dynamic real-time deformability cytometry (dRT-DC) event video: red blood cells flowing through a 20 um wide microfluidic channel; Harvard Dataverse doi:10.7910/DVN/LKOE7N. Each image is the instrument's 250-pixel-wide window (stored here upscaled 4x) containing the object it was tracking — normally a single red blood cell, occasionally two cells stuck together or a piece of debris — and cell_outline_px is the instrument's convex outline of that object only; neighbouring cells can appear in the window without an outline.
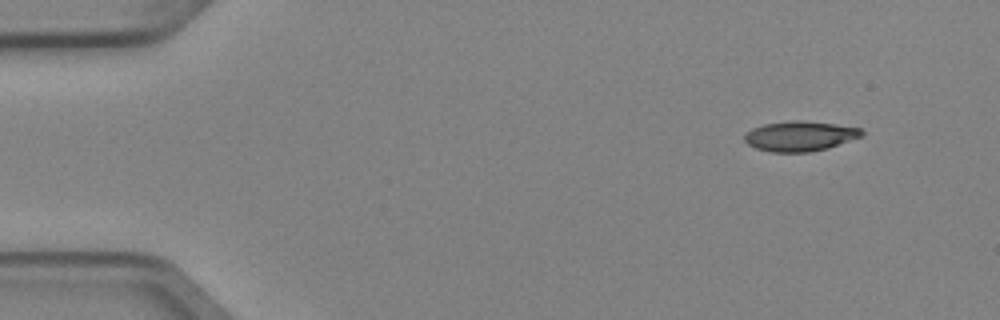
{"species": "Egyptian fruit bat (a non-hibernating species)", "species_latin": "Rousettus aegyptiacus", "temperature_condition": "cold", "stored_images_in_passage": 6, "camera_frame_rate_fps": 3000, "um_per_image_px": 0.085, "animal": {"sex": "female"}, "frame": {"image": 1, "passage_image": 1, "time_ms": 0.0, "image_size_px": [1000, 320], "cell_outline_px": [[864, 136], [828, 148], [808, 152], [772, 152], [756, 148], [748, 144], [744, 140], [744, 136], [752, 128], [764, 124], [792, 120], [796, 120], [836, 124], [860, 128], [864, 132]], "centroid_in_image_um": [68.02, 11.57], "position_along_channel_um": 17.0, "area_um2": 20.46}}
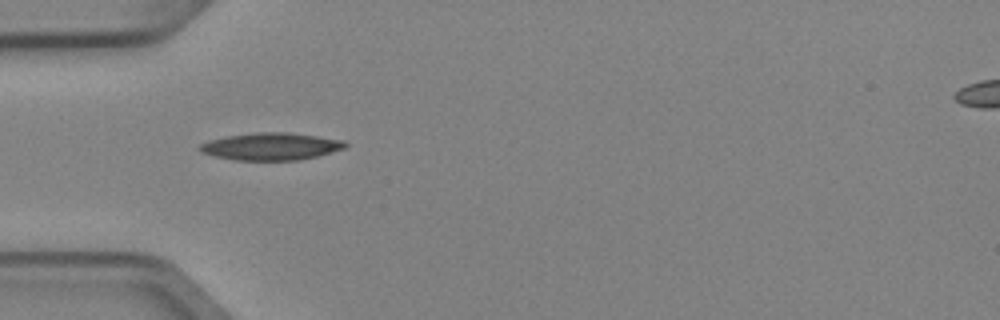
{"frame": {"image": 2, "passage_image": 4, "time_ms": 1.0, "image_size_px": [1000, 320], "cell_outline_px": [[348, 144], [344, 148], [316, 156], [296, 160], [236, 160], [212, 156], [200, 152], [196, 148], [200, 144], [208, 140], [228, 136], [256, 132], [288, 132], [344, 140]], "centroid_in_image_um": [22.97, 12.44], "position_along_channel_um": 62.0, "area_um2": 23.12}}
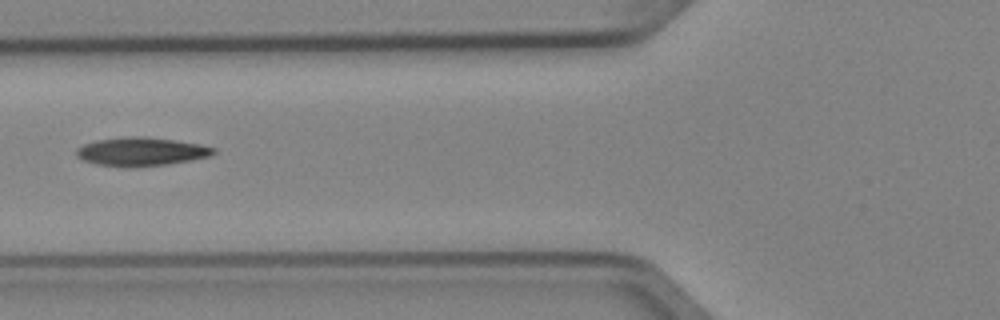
{"frame": {"image": 3, "passage_image": 5, "time_ms": 1.333, "image_size_px": [1000, 320], "cell_outline_px": [[216, 152], [208, 156], [192, 160], [164, 164], [128, 168], [124, 168], [96, 164], [84, 160], [76, 156], [76, 148], [84, 144], [96, 140], [124, 136], [144, 136], [176, 140], [200, 144], [216, 148]], "centroid_in_image_um": [11.97, 12.88], "position_along_channel_um": 113.8, "area_um2": 23.0}}